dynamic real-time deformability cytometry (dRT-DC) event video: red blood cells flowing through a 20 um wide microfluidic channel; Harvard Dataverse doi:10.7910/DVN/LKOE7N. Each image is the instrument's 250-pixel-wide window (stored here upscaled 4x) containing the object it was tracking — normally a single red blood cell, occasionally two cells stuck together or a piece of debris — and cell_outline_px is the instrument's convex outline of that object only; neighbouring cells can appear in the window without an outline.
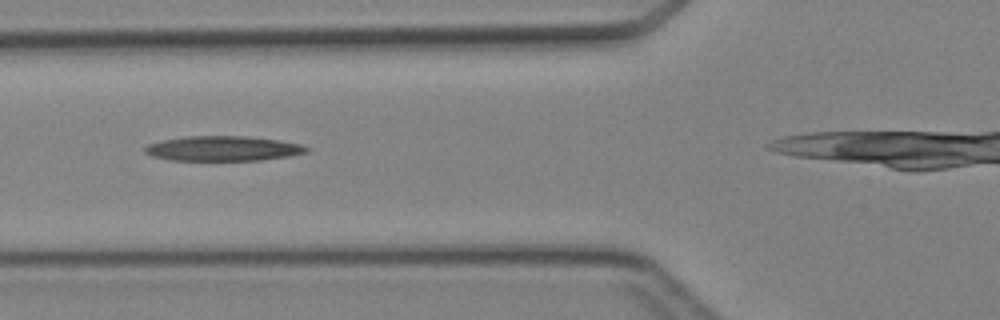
{"species": "Egyptian fruit bat (a non-hibernating species)", "species_latin": "Rousettus aegyptiacus", "temperature_condition": "cold", "stored_images_in_passage": 5, "camera_frame_rate_fps": 3000, "um_per_image_px": 0.085, "animal": {"sex": "female"}, "frame": {"image": 1, "passage_image": 5, "time_ms": 5.333, "image_size_px": [1000, 320], "cell_outline_px": [[312, 148], [308, 152], [288, 156], [260, 160], [172, 160], [152, 156], [144, 152], [144, 148], [148, 144], [164, 140], [184, 136], [244, 136], [280, 140], [300, 144]], "centroid_in_image_um": [18.98, 12.62], "position_along_channel_um": 106.8, "area_um2": 23.41}}